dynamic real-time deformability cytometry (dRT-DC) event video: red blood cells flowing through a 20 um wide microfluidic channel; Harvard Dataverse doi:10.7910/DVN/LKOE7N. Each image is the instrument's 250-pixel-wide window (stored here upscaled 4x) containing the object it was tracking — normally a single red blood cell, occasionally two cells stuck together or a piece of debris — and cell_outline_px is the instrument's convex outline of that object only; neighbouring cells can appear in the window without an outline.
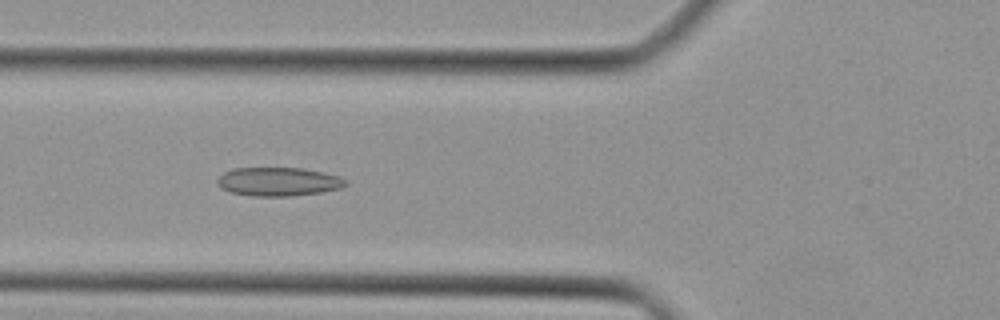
{"species": "Egyptian fruit bat (a non-hibernating species)", "species_latin": "Rousettus aegyptiacus", "temperature_condition": "cold", "stored_images_in_passage": 44, "camera_frame_rate_fps": 3000, "um_per_image_px": 0.085, "animal": {"sex": "female"}, "frame": {"image": 1, "passage_image": 16, "time_ms": 5.0, "image_size_px": [1000, 320], "cell_outline_px": [[348, 184], [340, 188], [320, 192], [292, 196], [252, 196], [232, 192], [220, 188], [216, 184], [216, 180], [224, 172], [232, 168], [304, 168], [324, 172], [340, 176], [348, 180]], "centroid_in_image_um": [23.67, 15.43], "position_along_channel_um": 102.1, "area_um2": 21.62}}
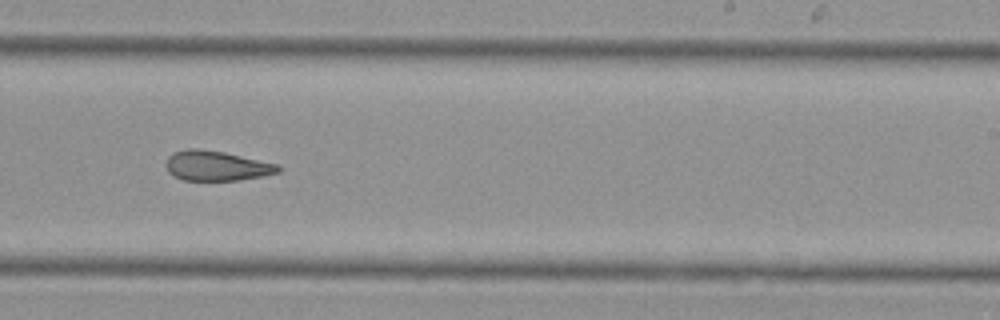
{"frame": {"image": 2, "passage_image": 27, "time_ms": 8.667, "image_size_px": [1000, 320], "cell_outline_px": [[280, 172], [264, 176], [240, 180], [184, 180], [168, 172], [164, 164], [168, 156], [172, 152], [188, 148], [200, 148], [224, 152], [280, 164]], "centroid_in_image_um": [18.41, 14.08], "position_along_channel_um": 270.6, "area_um2": 19.83}}
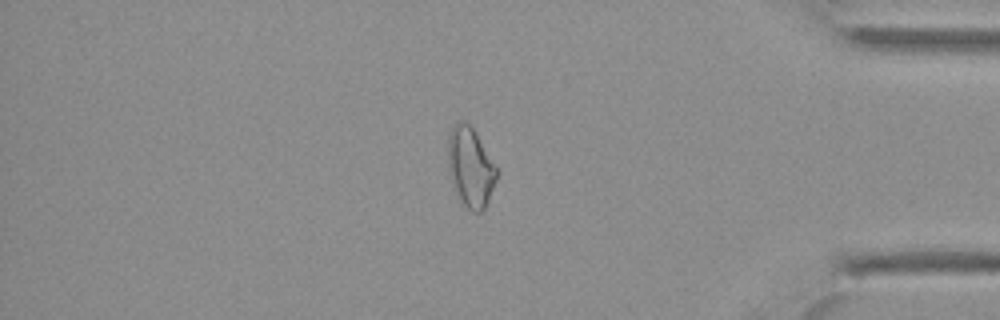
{"frame": {"image": 3, "passage_image": 37, "time_ms": 12.0, "image_size_px": [1000, 320], "cell_outline_px": [[500, 172], [488, 200], [484, 208], [480, 212], [472, 212], [460, 204], [452, 184], [448, 172], [448, 132], [460, 120], [468, 124], [472, 128]], "centroid_in_image_um": [39.97, 14.27], "position_along_channel_um": 395.2, "area_um2": 22.77}}